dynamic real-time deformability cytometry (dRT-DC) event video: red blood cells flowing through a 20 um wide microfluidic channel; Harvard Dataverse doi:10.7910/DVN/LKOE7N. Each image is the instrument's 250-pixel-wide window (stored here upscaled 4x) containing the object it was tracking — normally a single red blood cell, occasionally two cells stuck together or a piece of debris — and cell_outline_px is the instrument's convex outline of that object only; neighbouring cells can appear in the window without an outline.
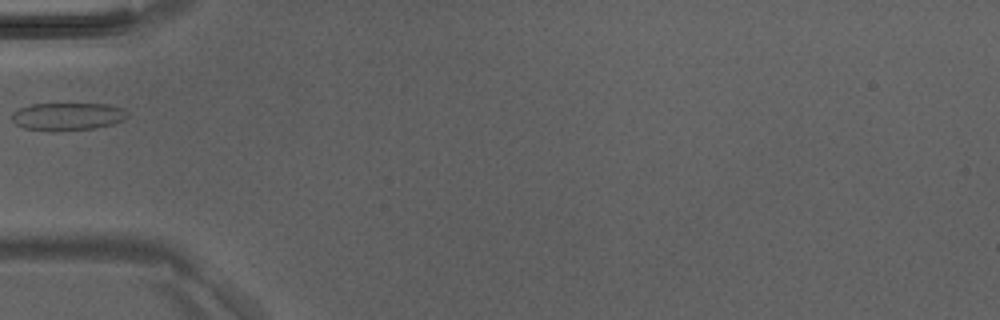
{"species": "Egyptian fruit bat (a non-hibernating species)", "species_latin": "Rousettus aegyptiacus", "temperature_condition": "room temperature", "stored_images_in_passage": 6, "camera_frame_rate_fps": 3000, "um_per_image_px": 0.085, "animal": {"sex": "male"}, "frame": {"image": 1, "passage_image": 6, "time_ms": 1.667, "image_size_px": [1000, 320], "cell_outline_px": [[128, 116], [124, 120], [112, 124], [96, 128], [24, 128], [16, 124], [12, 120], [12, 112], [20, 108], [32, 104], [108, 104], [124, 108], [128, 112]], "centroid_in_image_um": [5.81, 9.85], "position_along_channel_um": 79.2, "area_um2": 17.86}}